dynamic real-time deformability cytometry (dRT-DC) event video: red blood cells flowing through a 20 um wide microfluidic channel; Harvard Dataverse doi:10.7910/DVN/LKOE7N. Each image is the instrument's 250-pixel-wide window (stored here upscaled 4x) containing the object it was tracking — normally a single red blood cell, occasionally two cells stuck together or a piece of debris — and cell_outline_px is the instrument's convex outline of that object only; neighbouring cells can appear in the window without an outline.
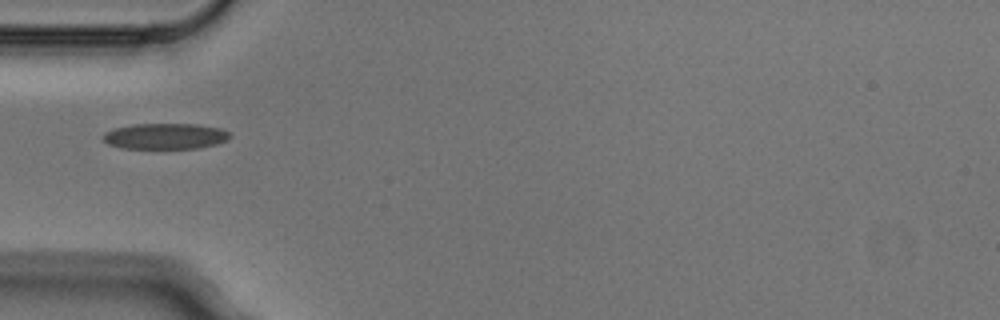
{"species": "Egyptian fruit bat (a non-hibernating species)", "species_latin": "Rousettus aegyptiacus", "temperature_condition": "cold", "stored_images_in_passage": 1, "camera_frame_rate_fps": 3000, "um_per_image_px": 0.085, "animal": {"sex": "male"}, "frame": {"image": 1, "passage_image": 1, "time_ms": 0.0, "image_size_px": [1000, 320], "cell_outline_px": [[232, 136], [228, 140], [216, 144], [200, 148], [120, 148], [108, 144], [104, 140], [104, 132], [112, 128], [132, 124], [196, 124], [220, 128], [232, 132]], "centroid_in_image_um": [14.08, 11.57], "position_along_channel_um": 70.9, "area_um2": 19.31}}